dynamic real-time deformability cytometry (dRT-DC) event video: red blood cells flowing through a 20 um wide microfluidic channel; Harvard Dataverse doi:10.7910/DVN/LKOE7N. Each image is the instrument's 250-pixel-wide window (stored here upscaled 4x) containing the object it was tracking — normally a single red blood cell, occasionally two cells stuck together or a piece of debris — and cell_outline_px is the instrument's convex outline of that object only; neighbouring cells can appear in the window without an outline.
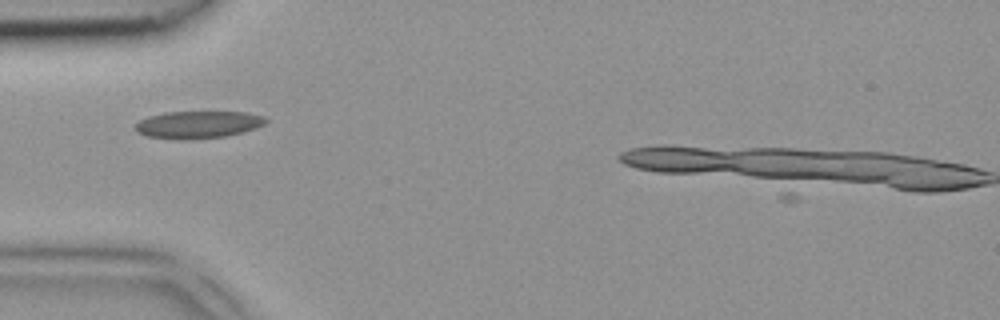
{"species": "common noctule bat (a hibernating species)", "species_latin": "Nyctalus noctula", "temperature_condition": "room temperature", "stored_images_in_passage": 1, "camera_frame_rate_fps": 3000, "um_per_image_px": 0.085, "animal": {"sex": "female", "body_mass_g": 18.4}, "frame": {"image": 1, "passage_image": 1, "time_ms": 0.0, "image_size_px": [1000, 320], "cell_outline_px": [[268, 120], [264, 124], [256, 128], [244, 132], [224, 136], [192, 140], [176, 140], [144, 136], [136, 132], [136, 124], [140, 120], [148, 116], [164, 112], [244, 112], [264, 116]], "centroid_in_image_um": [16.81, 10.6], "position_along_channel_um": 68.2, "area_um2": 21.04}}